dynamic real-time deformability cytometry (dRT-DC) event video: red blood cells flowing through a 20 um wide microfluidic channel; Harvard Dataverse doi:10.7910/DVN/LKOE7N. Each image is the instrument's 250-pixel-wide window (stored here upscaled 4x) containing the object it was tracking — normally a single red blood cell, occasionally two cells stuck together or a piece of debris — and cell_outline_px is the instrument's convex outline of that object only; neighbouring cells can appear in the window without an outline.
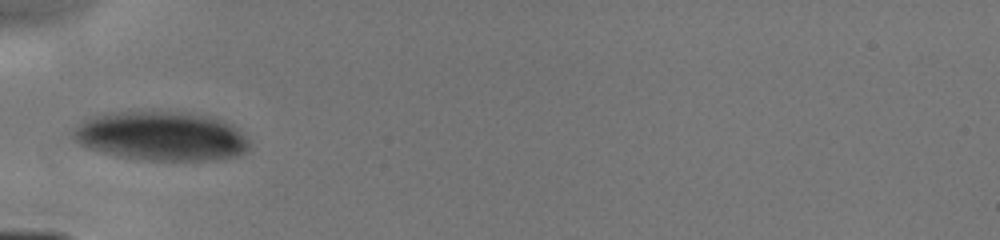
{"species": "human", "species_latin": "Homo sapiens", "temperature_condition": "cold", "stored_images_in_passage": 26, "camera_frame_rate_fps": 3000, "um_per_image_px": 0.085, "donor": {"sex": "male"}, "frame": {"image": 1, "passage_image": 1, "time_ms": 0.0, "image_size_px": [1000, 240], "cell_outline_px": [[248, 148], [244, 152], [236, 156], [216, 160], [148, 160], [116, 156], [88, 148], [80, 144], [72, 136], [72, 128], [84, 120], [92, 116], [112, 112], [188, 112], [216, 116], [240, 128], [248, 140]], "centroid_in_image_um": [13.73, 11.56], "position_along_channel_um": 71.3, "area_um2": 50.98}}
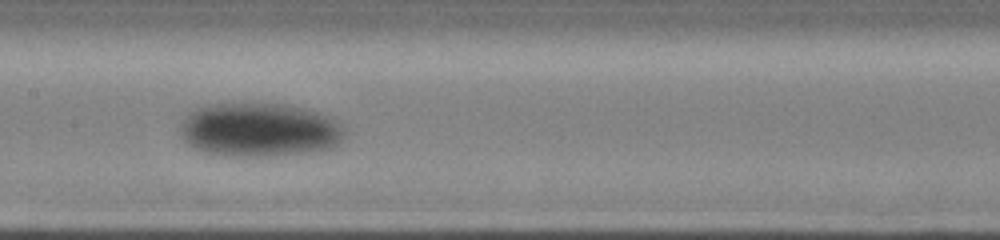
{"frame": {"image": 2, "passage_image": 17, "time_ms": 2.667, "image_size_px": [1000, 240], "cell_outline_px": [[344, 136], [340, 144], [332, 148], [304, 152], [272, 156], [224, 156], [204, 152], [188, 144], [180, 136], [180, 120], [188, 112], [196, 108], [208, 104], [276, 104], [300, 108], [332, 116], [344, 128]], "centroid_in_image_um": [22.01, 11.05], "position_along_channel_um": 185.4, "area_um2": 51.79}}
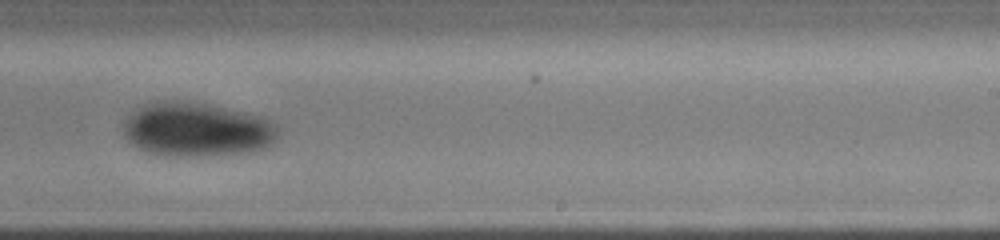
{"frame": {"image": 3, "passage_image": 26, "time_ms": 4.667, "image_size_px": [1000, 240], "cell_outline_px": [[280, 132], [272, 144], [264, 148], [248, 152], [200, 156], [168, 156], [148, 152], [140, 148], [128, 140], [124, 136], [124, 120], [132, 112], [144, 104], [156, 100], [184, 100], [208, 104], [264, 116], [272, 120], [276, 124]], "centroid_in_image_um": [16.75, 10.99], "position_along_channel_um": 272.2, "area_um2": 49.25}}